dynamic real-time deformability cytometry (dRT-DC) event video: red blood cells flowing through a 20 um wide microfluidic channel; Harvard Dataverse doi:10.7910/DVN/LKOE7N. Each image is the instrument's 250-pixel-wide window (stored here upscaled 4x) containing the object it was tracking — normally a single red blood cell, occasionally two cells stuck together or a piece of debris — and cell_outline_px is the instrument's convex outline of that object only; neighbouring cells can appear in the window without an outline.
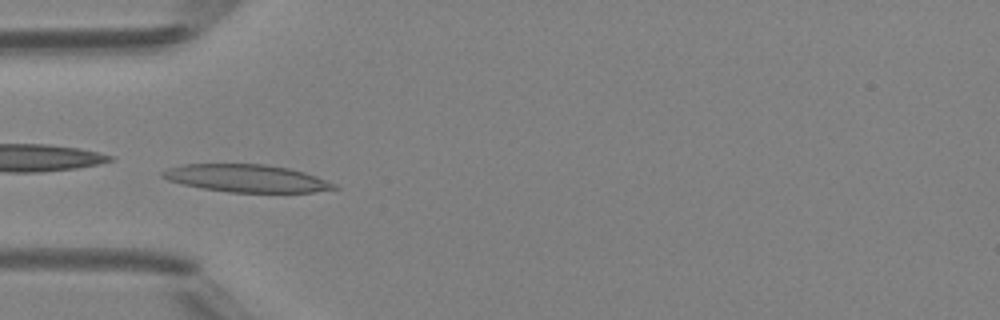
{"species": "Egyptian fruit bat (a non-hibernating species)", "species_latin": "Rousettus aegyptiacus", "temperature_condition": "room temperature", "stored_images_in_passage": 5, "camera_frame_rate_fps": 3000, "um_per_image_px": 0.085, "animal": {"sex": "female"}, "frame": {"image": 1, "passage_image": 5, "time_ms": 5.333, "image_size_px": [1000, 320], "cell_outline_px": [[340, 188], [312, 192], [228, 192], [204, 188], [184, 184], [168, 180], [160, 176], [160, 172], [168, 168], [184, 164], [264, 164], [288, 168], [304, 172], [316, 176], [336, 184]], "centroid_in_image_um": [20.95, 15.15], "position_along_channel_um": 64.0, "area_um2": 27.4}}